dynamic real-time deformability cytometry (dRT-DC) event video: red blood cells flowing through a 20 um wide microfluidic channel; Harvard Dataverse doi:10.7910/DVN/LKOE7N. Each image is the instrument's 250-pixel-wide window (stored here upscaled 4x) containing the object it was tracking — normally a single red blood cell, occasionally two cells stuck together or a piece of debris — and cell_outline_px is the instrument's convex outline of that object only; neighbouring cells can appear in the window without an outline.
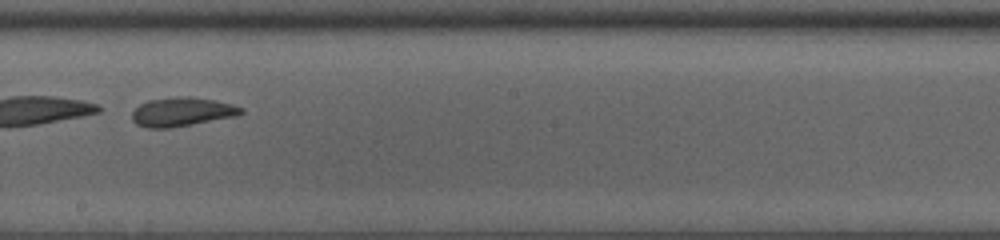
{"species": "common noctule bat (a hibernating species)", "species_latin": "Nyctalus noctula", "temperature_condition": "room temperature", "stored_images_in_passage": 32, "camera_frame_rate_fps": 3000, "um_per_image_px": 0.085, "animal": {"sex": "male", "body_mass_g": 13.0, "forearm_length_mm": 53.1}, "frame": {"image": 1, "passage_image": 14, "time_ms": 4.333, "image_size_px": [1000, 240], "cell_outline_px": [[244, 112], [236, 116], [168, 128], [148, 128], [136, 124], [132, 120], [132, 112], [140, 104], [148, 100], [184, 96], [192, 96], [232, 104], [244, 108]], "centroid_in_image_um": [15.46, 9.5], "position_along_channel_um": 232.7, "area_um2": 18.21}, "authors_computed_cell_mechanics": {"area_um2": 18.4382, "velocity_mm_per_s": 3.9282, "shape_relaxation_time_tau1_ms": 8.2164, "shape_relaxation_time_tau2_ms": 3.1823, "deformation_change_tau1": 0.2084, "deformation_change_tau2": 0.0726}}